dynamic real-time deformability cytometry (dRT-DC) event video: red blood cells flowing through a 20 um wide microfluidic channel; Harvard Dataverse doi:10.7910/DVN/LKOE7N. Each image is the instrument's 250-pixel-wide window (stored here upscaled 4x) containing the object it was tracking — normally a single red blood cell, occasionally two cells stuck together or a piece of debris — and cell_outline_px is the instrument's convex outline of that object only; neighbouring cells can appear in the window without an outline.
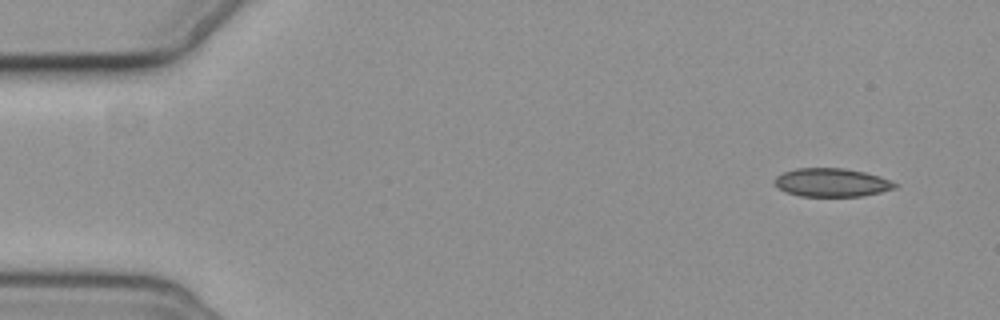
{"species": "common noctule bat (a hibernating species)", "species_latin": "Nyctalus noctula", "temperature_condition": "cold", "stored_images_in_passage": 5, "camera_frame_rate_fps": 3000, "um_per_image_px": 0.085, "animal": {"sex": "female", "body_mass_g": 19.3, "forearm_length_mm": 54.1}, "frame": {"image": 1, "passage_image": 1, "time_ms": 0.0, "image_size_px": [1000, 320], "cell_outline_px": [[896, 188], [880, 192], [860, 196], [800, 196], [784, 192], [772, 180], [776, 176], [784, 172], [796, 168], [844, 168], [864, 172], [880, 176], [896, 184]], "centroid_in_image_um": [70.65, 15.51], "position_along_channel_um": 14.3, "area_um2": 19.83}}
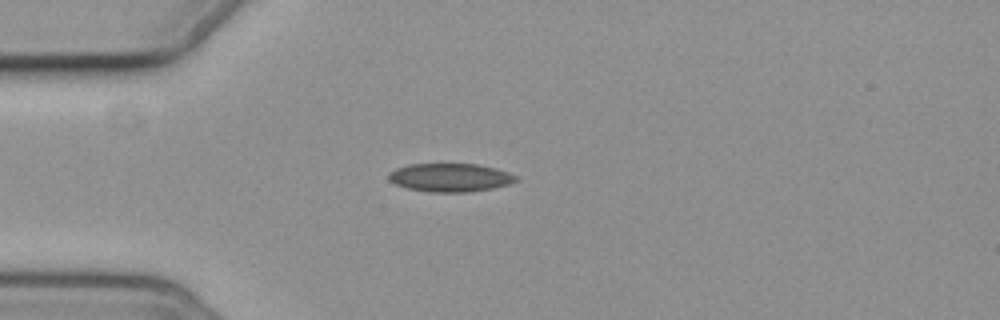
{"frame": {"image": 2, "passage_image": 4, "time_ms": 3.667, "image_size_px": [1000, 320], "cell_outline_px": [[516, 180], [508, 184], [492, 188], [468, 192], [428, 192], [408, 188], [396, 184], [388, 180], [388, 172], [396, 168], [408, 164], [476, 164], [496, 168], [508, 172], [516, 176]], "centroid_in_image_um": [38.22, 15.08], "position_along_channel_um": 46.8, "area_um2": 20.98}}
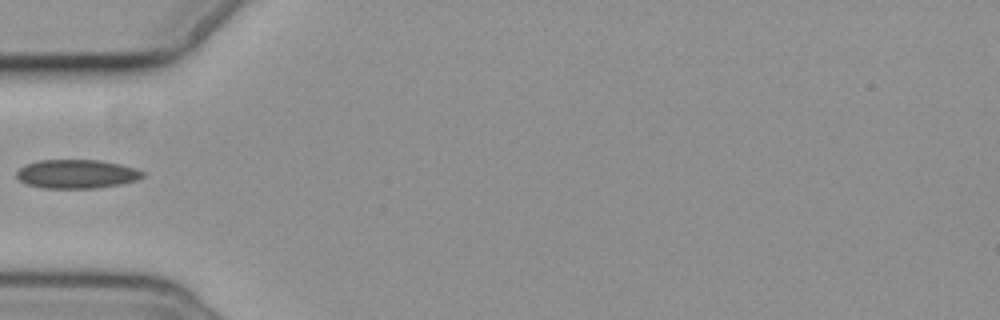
{"frame": {"image": 3, "passage_image": 5, "time_ms": 5.0, "image_size_px": [1000, 320], "cell_outline_px": [[144, 176], [140, 180], [120, 184], [96, 188], [40, 188], [24, 184], [16, 176], [16, 172], [24, 164], [40, 160], [100, 160], [120, 164], [136, 168], [144, 172]], "centroid_in_image_um": [6.51, 14.79], "position_along_channel_um": 78.5, "area_um2": 21.44}}